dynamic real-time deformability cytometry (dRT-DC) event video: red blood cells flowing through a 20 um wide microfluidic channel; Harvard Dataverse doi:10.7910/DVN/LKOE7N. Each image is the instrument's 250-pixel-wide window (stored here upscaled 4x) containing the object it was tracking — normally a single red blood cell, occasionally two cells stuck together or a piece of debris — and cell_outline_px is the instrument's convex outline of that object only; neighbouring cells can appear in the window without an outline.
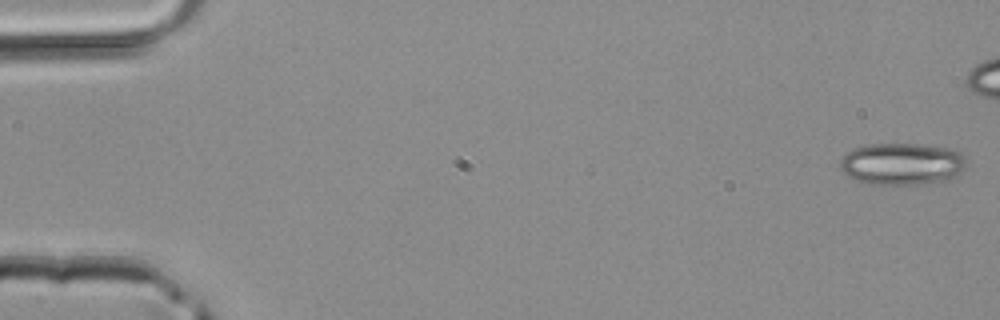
{"species": "common noctule bat (a hibernating species)", "species_latin": "Nyctalus noctula", "temperature_condition": "room temperature", "stored_images_in_passage": 37, "camera_frame_rate_fps": 3000, "um_per_image_px": 0.085, "animal": {"sex": "male", "body_mass_g": 20.4}, "frame": {"image": 1, "passage_image": 1, "time_ms": 0.0, "image_size_px": [1000, 320], "cell_outline_px": [[964, 168], [960, 172], [948, 180], [916, 184], [876, 184], [856, 180], [848, 176], [840, 168], [840, 160], [852, 148], [868, 144], [920, 144], [956, 148], [964, 156]], "centroid_in_image_um": [76.68, 13.91], "position_along_channel_um": 8.3, "area_um2": 30.87}}
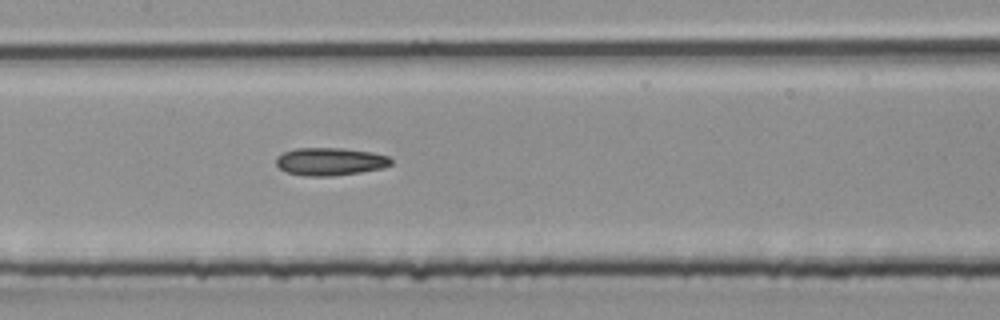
{"frame": {"image": 2, "passage_image": 22, "time_ms": 7.0, "image_size_px": [1000, 320], "cell_outline_px": [[392, 164], [384, 168], [360, 172], [332, 176], [304, 176], [288, 172], [280, 168], [276, 164], [276, 156], [284, 152], [296, 148], [344, 148], [372, 152], [388, 156], [392, 160]], "centroid_in_image_um": [28.07, 13.73], "position_along_channel_um": 179.3, "area_um2": 18.67}}
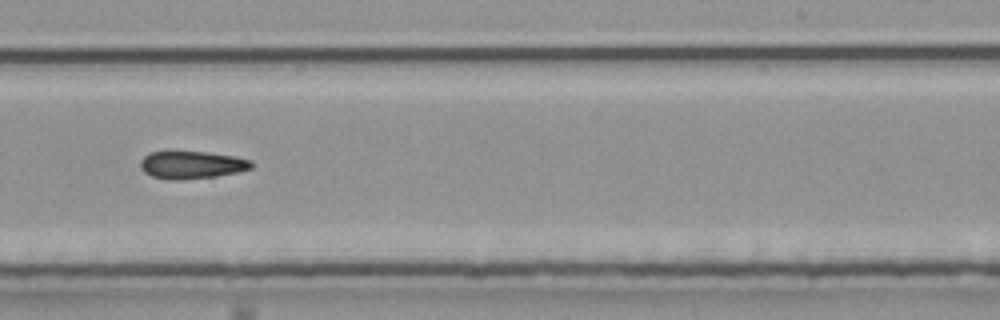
{"frame": {"image": 3, "passage_image": 28, "time_ms": 9.0, "image_size_px": [1000, 320], "cell_outline_px": [[252, 168], [236, 172], [216, 176], [176, 180], [172, 180], [152, 176], [144, 172], [140, 168], [140, 160], [148, 152], [168, 148], [208, 152], [236, 156], [252, 160]], "centroid_in_image_um": [16.22, 13.95], "position_along_channel_um": 272.8, "area_um2": 18.67}}